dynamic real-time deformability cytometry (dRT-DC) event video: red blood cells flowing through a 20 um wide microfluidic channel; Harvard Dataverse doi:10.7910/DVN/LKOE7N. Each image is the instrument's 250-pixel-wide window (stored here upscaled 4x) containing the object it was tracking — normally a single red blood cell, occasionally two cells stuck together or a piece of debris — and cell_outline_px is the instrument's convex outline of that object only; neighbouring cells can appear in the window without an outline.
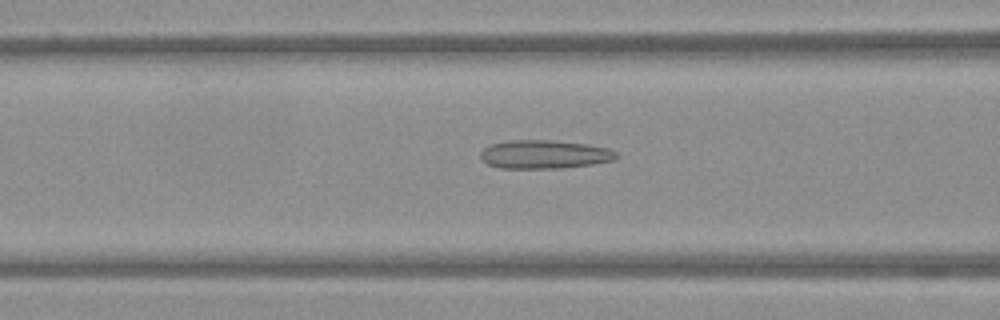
{"species": "Egyptian fruit bat (a non-hibernating species)", "species_latin": "Rousettus aegyptiacus", "temperature_condition": "warm", "stored_images_in_passage": 42, "camera_frame_rate_fps": 3000, "um_per_image_px": 0.085, "frame": {"image": 1, "passage_image": 10, "time_ms": 3.0, "image_size_px": [1000, 320], "cell_outline_px": [[620, 156], [612, 160], [592, 164], [560, 168], [500, 168], [488, 164], [480, 156], [480, 152], [488, 144], [508, 140], [552, 140], [588, 144], [608, 148], [616, 152]], "centroid_in_image_um": [46.26, 13.11], "position_along_channel_um": 120.3, "area_um2": 22.66}}
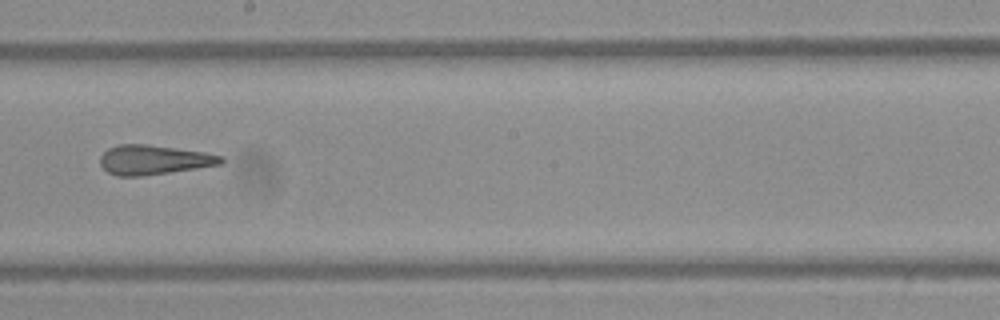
{"frame": {"image": 2, "passage_image": 19, "time_ms": 6.0, "image_size_px": [1000, 320], "cell_outline_px": [[224, 160], [220, 164], [196, 168], [140, 176], [116, 176], [108, 172], [100, 164], [100, 156], [108, 148], [120, 144], [148, 144], [204, 152], [224, 156]], "centroid_in_image_um": [13.05, 13.58], "position_along_channel_um": 235.2, "area_um2": 20.63}}
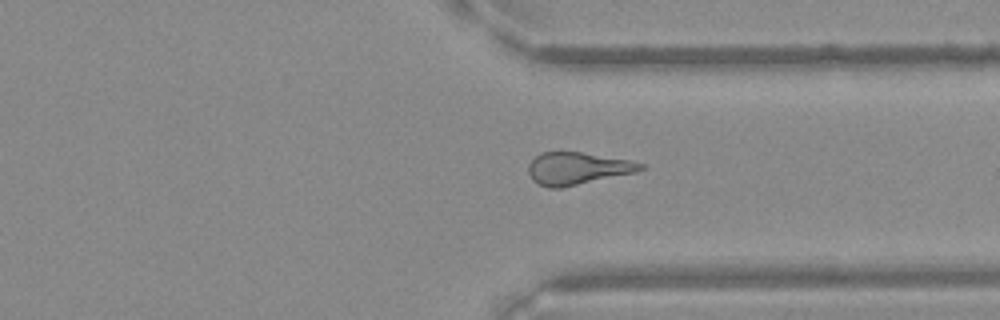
{"frame": {"image": 3, "passage_image": 29, "time_ms": 9.333, "image_size_px": [1000, 320], "cell_outline_px": [[644, 168], [636, 172], [560, 188], [548, 188], [536, 184], [532, 180], [528, 172], [528, 164], [540, 152], [580, 152], [632, 160], [644, 164]], "centroid_in_image_um": [49.05, 14.32], "position_along_channel_um": 362.3, "area_um2": 21.15}}